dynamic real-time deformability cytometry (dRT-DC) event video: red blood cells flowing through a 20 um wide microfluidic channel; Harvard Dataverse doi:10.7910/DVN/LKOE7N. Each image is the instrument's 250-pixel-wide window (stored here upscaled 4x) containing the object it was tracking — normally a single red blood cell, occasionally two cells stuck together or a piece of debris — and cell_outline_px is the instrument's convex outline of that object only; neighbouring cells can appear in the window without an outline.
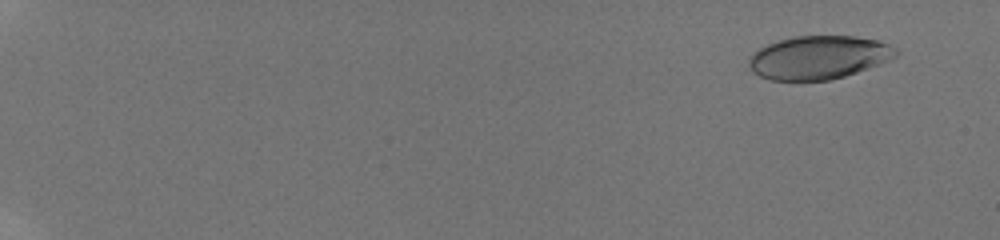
{"species": "human", "species_latin": "Homo sapiens", "temperature_condition": "room temperature", "stored_images_in_passage": 34, "camera_frame_rate_fps": 3000, "um_per_image_px": 0.085, "donor": {"sex": "male"}, "frame": {"image": 1, "passage_image": 7, "time_ms": 1.333, "image_size_px": [1000, 240], "cell_outline_px": [[900, 52], [896, 56], [880, 64], [844, 76], [828, 80], [768, 80], [752, 72], [748, 64], [748, 56], [760, 48], [768, 44], [780, 40], [796, 36], [856, 36], [880, 40], [896, 48]], "centroid_in_image_um": [69.59, 4.88], "position_along_channel_um": 15.4, "area_um2": 37.22}}
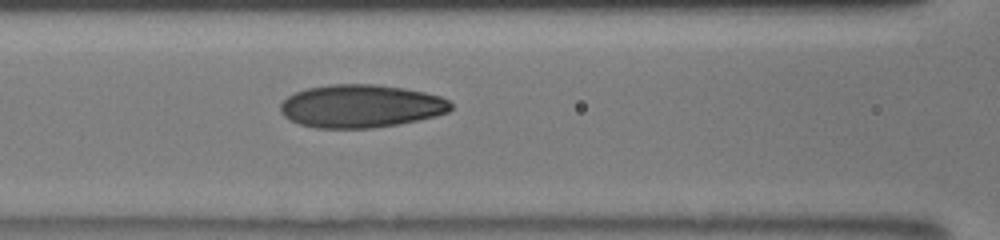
{"frame": {"image": 2, "passage_image": 30, "time_ms": 9.333, "image_size_px": [1000, 240], "cell_outline_px": [[452, 108], [448, 112], [436, 116], [400, 124], [372, 128], [316, 128], [300, 124], [288, 120], [280, 112], [280, 104], [288, 96], [296, 92], [308, 88], [332, 84], [372, 84], [404, 88], [424, 92], [440, 96], [448, 100], [452, 104]], "centroid_in_image_um": [30.67, 9.03], "position_along_channel_um": 135.9, "area_um2": 42.83}}
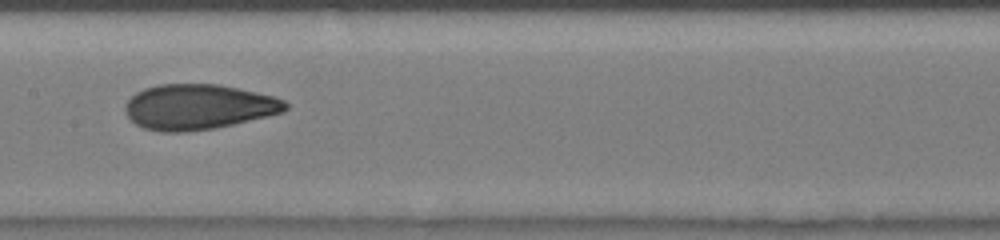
{"frame": {"image": 3, "passage_image": 33, "time_ms": 10.667, "image_size_px": [1000, 240], "cell_outline_px": [[288, 108], [284, 112], [268, 116], [216, 128], [184, 132], [160, 132], [144, 128], [136, 124], [124, 112], [124, 104], [136, 92], [144, 88], [160, 84], [220, 84], [256, 92], [272, 96], [284, 100], [288, 104]], "centroid_in_image_um": [16.85, 9.09], "position_along_channel_um": 190.5, "area_um2": 42.43}}